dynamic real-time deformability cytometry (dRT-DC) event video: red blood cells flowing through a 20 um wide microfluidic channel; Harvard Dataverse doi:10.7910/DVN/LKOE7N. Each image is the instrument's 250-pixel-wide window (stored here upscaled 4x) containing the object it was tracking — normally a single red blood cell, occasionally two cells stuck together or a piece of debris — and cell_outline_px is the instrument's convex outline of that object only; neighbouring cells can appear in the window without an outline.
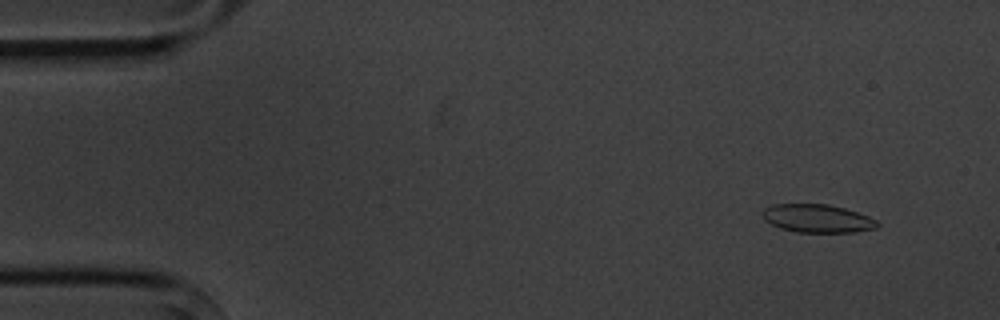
{"species": "common noctule bat (a hibernating species)", "species_latin": "Nyctalus noctula", "temperature_condition": "cold", "stored_images_in_passage": 5, "camera_frame_rate_fps": 3000, "um_per_image_px": 0.085, "animal": {"sex": "male", "body_mass_g": 20.1, "forearm_length_mm": 53.5}, "frame": {"image": 1, "passage_image": 2, "time_ms": 1.0, "image_size_px": [1000, 320], "cell_outline_px": [[880, 224], [876, 228], [852, 232], [796, 232], [780, 228], [764, 220], [760, 212], [764, 208], [772, 204], [828, 204], [844, 208], [868, 216], [876, 220]], "centroid_in_image_um": [69.43, 18.56], "position_along_channel_um": 15.6, "area_um2": 18.9}}